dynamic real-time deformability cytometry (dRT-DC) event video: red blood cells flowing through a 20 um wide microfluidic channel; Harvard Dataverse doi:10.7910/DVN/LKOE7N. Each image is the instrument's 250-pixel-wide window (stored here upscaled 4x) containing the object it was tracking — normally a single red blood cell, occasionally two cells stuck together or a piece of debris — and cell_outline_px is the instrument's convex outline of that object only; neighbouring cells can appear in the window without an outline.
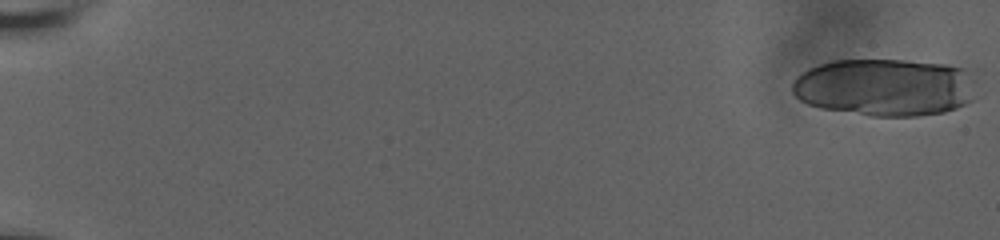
{"species": "human", "species_latin": "Homo sapiens", "temperature_condition": "room temperature", "stored_images_in_passage": 23, "camera_frame_rate_fps": 3000, "um_per_image_px": 0.085, "donor": {"sex": "male"}, "frame": {"image": 1, "passage_image": 1, "time_ms": 0.0, "image_size_px": [1000, 240], "cell_outline_px": [[952, 68], [948, 88], [852, 108], [832, 108], [812, 104], [804, 100], [796, 92], [796, 84], [808, 72], [816, 68], [828, 64], [844, 60], [892, 60], [924, 64]], "centroid_in_image_um": [73.91, 7.0], "position_along_channel_um": 11.1, "area_um2": 40.4}}
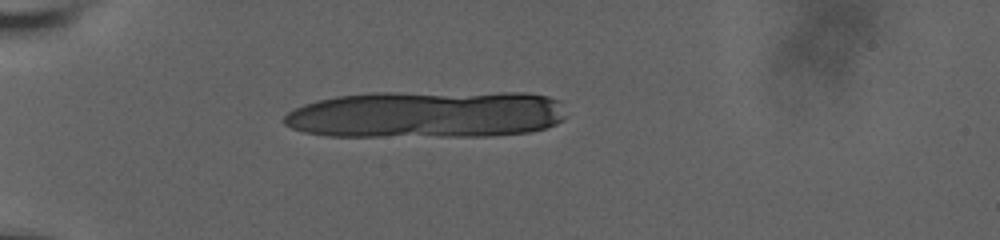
{"frame": {"image": 2, "passage_image": 19, "time_ms": 6.0, "image_size_px": [1000, 240], "cell_outline_px": [[556, 120], [552, 124], [540, 128], [520, 132], [316, 132], [300, 128], [288, 124], [288, 116], [292, 112], [300, 108], [312, 104], [328, 100], [348, 96], [544, 96], [548, 100]], "centroid_in_image_um": [36.15, 9.72], "position_along_channel_um": 48.8, "area_um2": 63.81}}